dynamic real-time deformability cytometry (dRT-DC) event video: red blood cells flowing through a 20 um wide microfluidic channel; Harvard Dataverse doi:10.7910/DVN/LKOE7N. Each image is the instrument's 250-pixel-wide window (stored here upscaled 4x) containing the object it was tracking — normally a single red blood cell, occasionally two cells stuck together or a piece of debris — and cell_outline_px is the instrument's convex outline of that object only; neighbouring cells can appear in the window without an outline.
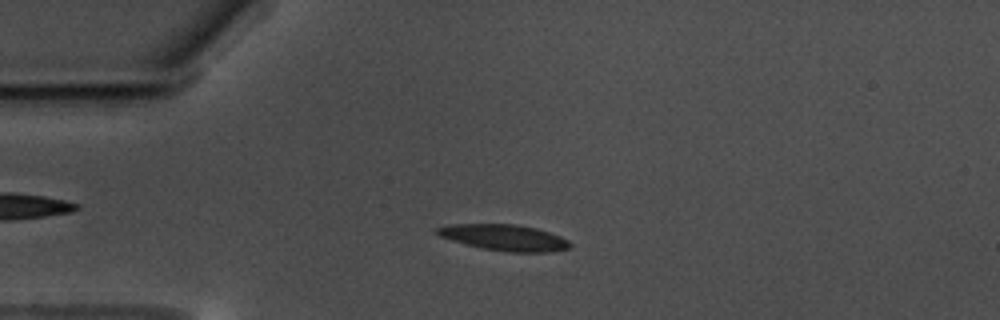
{"species": "common noctule bat (a hibernating species)", "species_latin": "Nyctalus noctula", "temperature_condition": "warm", "stored_images_in_passage": 58, "camera_frame_rate_fps": 3000, "um_per_image_px": 0.085, "animal": {"sex": "male", "body_mass_g": 17.5, "forearm_length_mm": 52.3}, "frame": {"image": 1, "passage_image": 14, "time_ms": 4.333, "image_size_px": [1000, 320], "cell_outline_px": [[572, 244], [568, 248], [552, 252], [508, 252], [484, 248], [452, 240], [440, 236], [432, 232], [436, 228], [452, 224], [516, 224], [536, 228], [560, 236], [568, 240]], "centroid_in_image_um": [42.87, 20.19], "position_along_channel_um": 42.1, "area_um2": 20.06}}
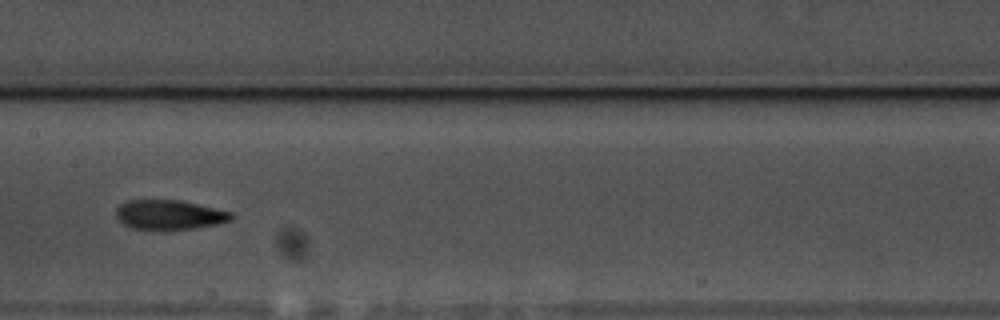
{"frame": {"image": 2, "passage_image": 29, "time_ms": 9.333, "image_size_px": [1000, 320], "cell_outline_px": [[232, 220], [216, 224], [196, 228], [132, 228], [124, 224], [116, 216], [116, 208], [120, 204], [128, 200], [180, 200], [232, 212]], "centroid_in_image_um": [14.39, 18.23], "position_along_channel_um": 193.0, "area_um2": 19.36}}
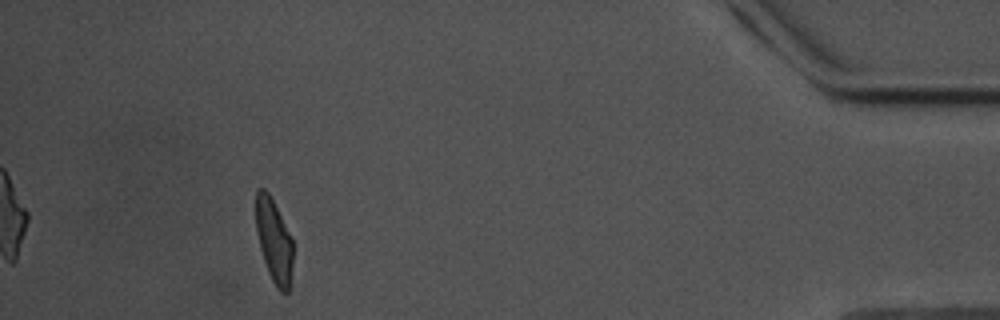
{"frame": {"image": 3, "passage_image": 53, "time_ms": 17.333, "image_size_px": [1000, 320], "cell_outline_px": [[292, 264], [288, 292], [280, 292], [272, 280], [268, 272], [260, 248], [256, 228], [256, 188], [264, 188], [268, 192], [292, 236]], "centroid_in_image_um": [23.28, 20.43], "position_along_channel_um": 411.9, "area_um2": 17.86}, "authors_computed_cell_mechanics": {"area_um2": 19.5364, "velocity_mm_per_s": 3.5065, "shape_relaxation_time_tau1_ms": 4.0735, "shape_relaxation_time_tau2_ms": 3.1092, "deformation_change_tau1": 0.166, "deformation_change_tau2": 0.0907}}